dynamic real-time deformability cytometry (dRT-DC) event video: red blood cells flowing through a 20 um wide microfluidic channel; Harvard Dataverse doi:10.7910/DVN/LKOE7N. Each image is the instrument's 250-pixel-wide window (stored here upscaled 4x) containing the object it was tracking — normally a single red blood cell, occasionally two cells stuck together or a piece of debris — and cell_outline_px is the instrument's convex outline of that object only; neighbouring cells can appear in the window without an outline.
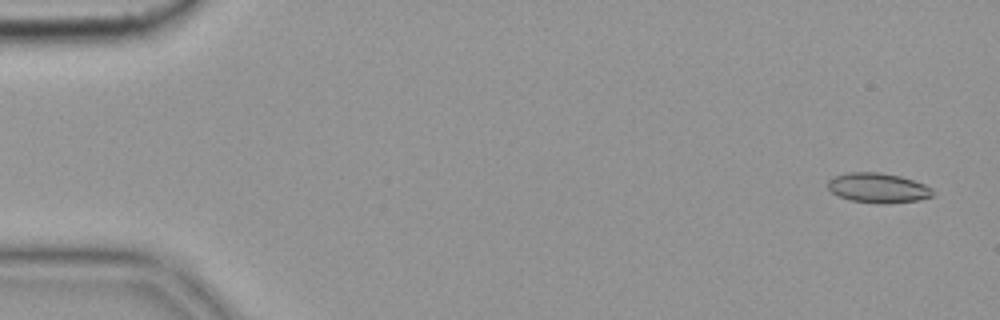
{"species": "common noctule bat (a hibernating species)", "species_latin": "Nyctalus noctula", "temperature_condition": "cold", "stored_images_in_passage": 5, "camera_frame_rate_fps": 3000, "um_per_image_px": 0.085, "animal": {"sex": "female", "body_mass_g": 19.9}, "frame": {"image": 1, "passage_image": 1, "time_ms": 0.0, "image_size_px": [1000, 320], "cell_outline_px": [[932, 196], [920, 200], [888, 204], [876, 204], [848, 200], [832, 192], [828, 188], [828, 180], [836, 176], [848, 172], [880, 172], [900, 176], [924, 184], [932, 188]], "centroid_in_image_um": [74.63, 15.98], "position_along_channel_um": 10.4, "area_um2": 18.32}}
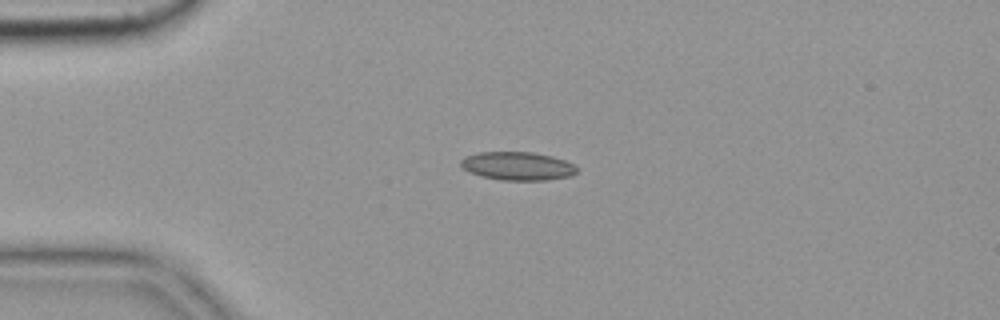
{"frame": {"image": 2, "passage_image": 4, "time_ms": 1.0, "image_size_px": [1000, 320], "cell_outline_px": [[576, 172], [572, 176], [548, 180], [500, 180], [480, 176], [468, 172], [460, 168], [460, 160], [464, 156], [480, 152], [532, 152], [552, 156], [564, 160], [572, 164], [576, 168]], "centroid_in_image_um": [43.93, 14.12], "position_along_channel_um": 41.1, "area_um2": 19.36}}